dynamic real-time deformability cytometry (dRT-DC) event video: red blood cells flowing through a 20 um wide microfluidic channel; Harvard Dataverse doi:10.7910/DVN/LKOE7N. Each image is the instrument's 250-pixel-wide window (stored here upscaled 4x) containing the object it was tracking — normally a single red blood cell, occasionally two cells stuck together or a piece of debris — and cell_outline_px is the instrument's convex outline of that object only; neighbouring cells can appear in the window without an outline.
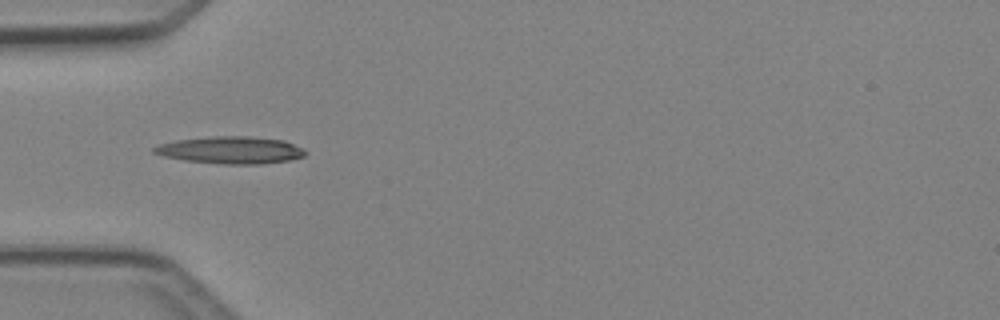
{"species": "Egyptian fruit bat (a non-hibernating species)", "species_latin": "Rousettus aegyptiacus", "temperature_condition": "cold", "stored_images_in_passage": 5, "camera_frame_rate_fps": 3000, "um_per_image_px": 0.085, "animal": {"sex": "female"}, "frame": {"image": 1, "passage_image": 4, "time_ms": 4.333, "image_size_px": [1000, 320], "cell_outline_px": [[308, 152], [304, 156], [288, 160], [260, 164], [220, 164], [184, 160], [164, 156], [152, 152], [152, 148], [156, 144], [176, 140], [212, 136], [248, 136], [284, 140], [304, 148]], "centroid_in_image_um": [19.6, 12.75], "position_along_channel_um": 65.4, "area_um2": 24.16}}
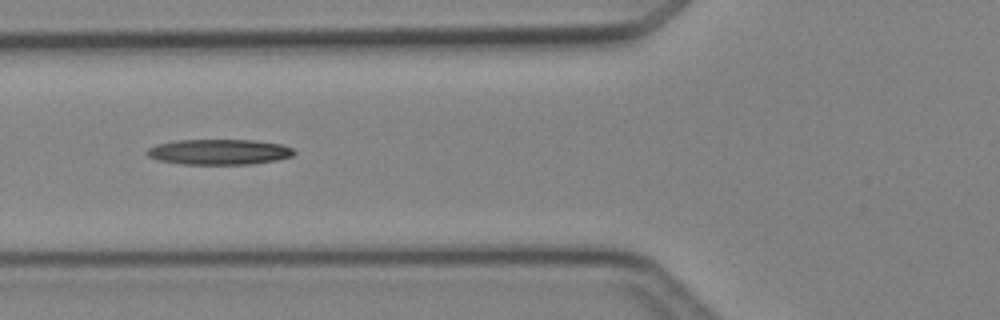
{"frame": {"image": 2, "passage_image": 5, "time_ms": 5.333, "image_size_px": [1000, 320], "cell_outline_px": [[296, 152], [292, 156], [276, 160], [248, 164], [184, 164], [156, 160], [148, 156], [144, 152], [148, 148], [156, 144], [176, 140], [256, 140], [284, 144], [292, 148]], "centroid_in_image_um": [18.61, 12.9], "position_along_channel_um": 107.2, "area_um2": 21.96}}